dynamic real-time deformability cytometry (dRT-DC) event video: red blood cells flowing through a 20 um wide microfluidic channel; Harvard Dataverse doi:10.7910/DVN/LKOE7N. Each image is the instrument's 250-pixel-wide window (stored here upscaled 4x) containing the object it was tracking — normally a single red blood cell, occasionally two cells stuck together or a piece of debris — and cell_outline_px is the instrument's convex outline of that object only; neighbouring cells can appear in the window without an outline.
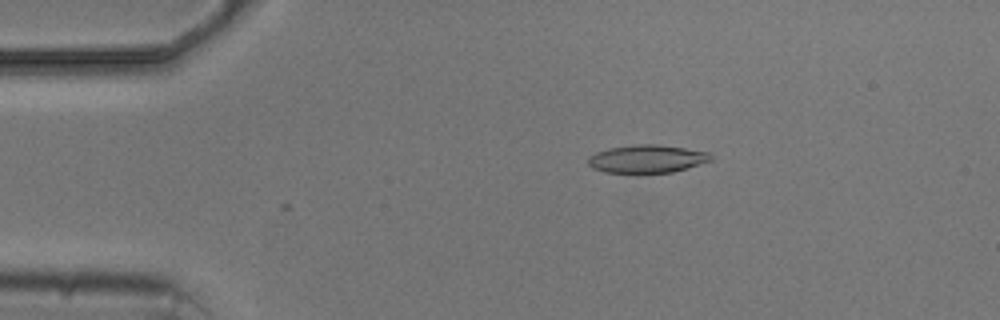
{"species": "common noctule bat (a hibernating species)", "species_latin": "Nyctalus noctula", "temperature_condition": "cold", "stored_images_in_passage": 5, "camera_frame_rate_fps": 3000, "um_per_image_px": 0.085, "animal": {"sex": "male", "body_mass_g": 20.5, "forearm_length_mm": 52.5}, "frame": {"image": 1, "passage_image": 1, "time_ms": 0.0, "image_size_px": [1000, 320], "cell_outline_px": [[712, 160], [688, 168], [672, 172], [604, 172], [592, 168], [588, 164], [588, 156], [596, 152], [608, 148], [632, 144], [660, 144], [712, 152]], "centroid_in_image_um": [55.01, 13.48], "position_along_channel_um": 30.0, "area_um2": 20.17}}
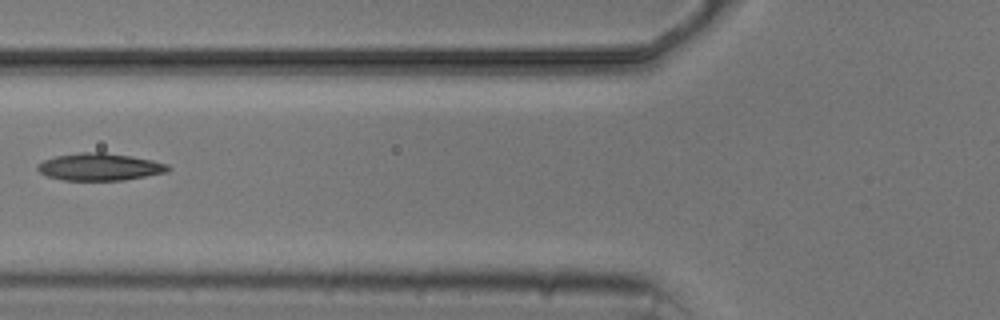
{"frame": {"image": 2, "passage_image": 4, "time_ms": 3.667, "image_size_px": [1000, 320], "cell_outline_px": [[172, 168], [168, 172], [124, 180], [64, 180], [48, 176], [40, 172], [36, 168], [36, 164], [44, 160], [56, 156], [80, 152], [104, 152], [132, 156], [152, 160], [168, 164]], "centroid_in_image_um": [8.5, 14.18], "position_along_channel_um": 117.3, "area_um2": 20.81}}
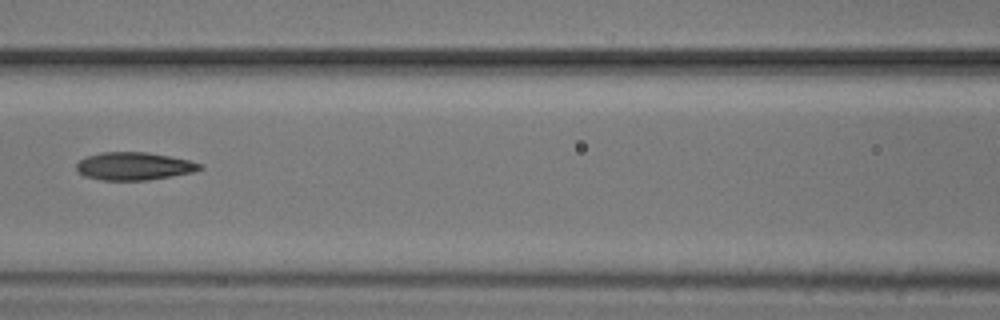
{"frame": {"image": 3, "passage_image": 5, "time_ms": 4.667, "image_size_px": [1000, 320], "cell_outline_px": [[204, 168], [192, 172], [148, 180], [100, 180], [84, 176], [76, 168], [76, 164], [80, 160], [88, 156], [100, 152], [148, 152], [188, 160], [200, 164]], "centroid_in_image_um": [11.36, 14.12], "position_along_channel_um": 155.2, "area_um2": 19.83}}